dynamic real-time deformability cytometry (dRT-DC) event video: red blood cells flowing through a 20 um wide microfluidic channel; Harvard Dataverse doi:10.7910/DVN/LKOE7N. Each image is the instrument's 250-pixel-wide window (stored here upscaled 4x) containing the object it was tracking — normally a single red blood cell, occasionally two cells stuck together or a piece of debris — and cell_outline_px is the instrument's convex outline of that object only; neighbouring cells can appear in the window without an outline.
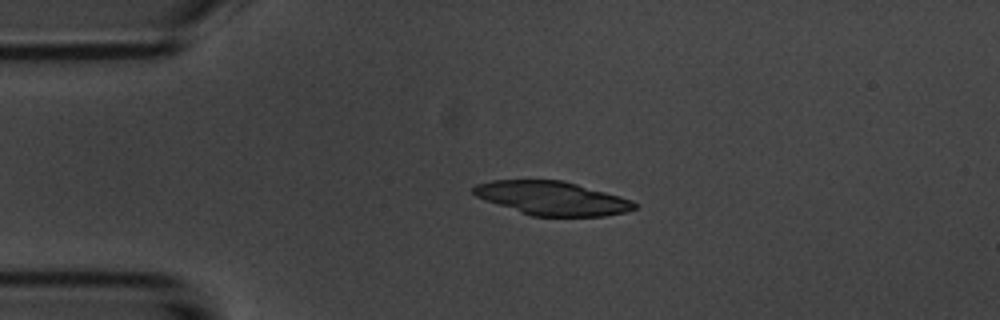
{"species": "common noctule bat (a hibernating species)", "species_latin": "Nyctalus noctula", "temperature_condition": "room temperature", "stored_images_in_passage": 43, "camera_frame_rate_fps": 3000, "um_per_image_px": 0.085, "animal": {"sex": "male", "body_mass_g": 20.1, "forearm_length_mm": 53.5}, "frame": {"image": 1, "passage_image": 1, "time_ms": 0.0, "image_size_px": [1000, 320], "cell_outline_px": [[636, 208], [624, 212], [604, 216], [532, 216], [520, 212], [476, 196], [472, 192], [472, 188], [476, 184], [492, 180], [564, 180], [620, 196], [632, 200], [636, 204]], "centroid_in_image_um": [46.94, 16.84], "position_along_channel_um": 38.1, "area_um2": 31.39}}